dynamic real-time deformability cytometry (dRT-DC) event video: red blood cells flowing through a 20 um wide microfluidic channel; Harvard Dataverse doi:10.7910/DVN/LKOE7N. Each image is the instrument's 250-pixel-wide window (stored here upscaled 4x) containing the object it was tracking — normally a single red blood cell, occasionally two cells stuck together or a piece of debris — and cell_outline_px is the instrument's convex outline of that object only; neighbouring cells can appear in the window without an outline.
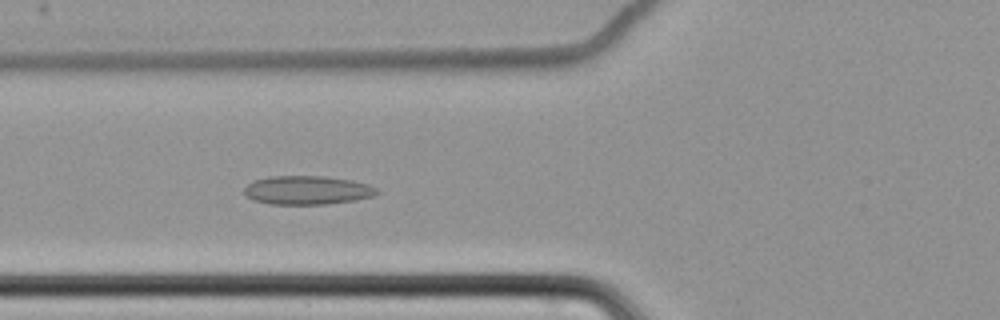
{"species": "common noctule bat (a hibernating species)", "species_latin": "Nyctalus noctula", "temperature_condition": "cold", "stored_images_in_passage": 65, "camera_frame_rate_fps": 3000, "um_per_image_px": 0.085, "animal": {"sex": "female", "body_mass_g": 22.7, "forearm_length_mm": 54.2}, "frame": {"image": 1, "passage_image": 28, "time_ms": 9.0, "image_size_px": [1000, 320], "cell_outline_px": [[380, 192], [372, 196], [356, 200], [328, 204], [268, 204], [252, 200], [244, 192], [244, 188], [252, 180], [268, 176], [324, 176], [352, 180], [368, 184], [380, 188]], "centroid_in_image_um": [26.13, 16.16], "position_along_channel_um": 99.7, "area_um2": 22.48}}
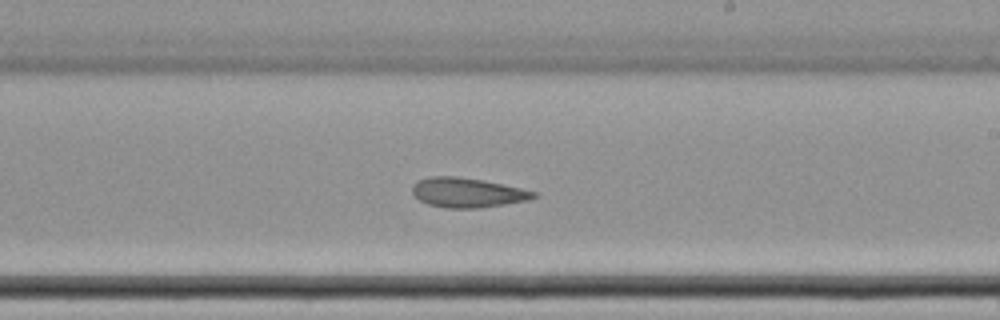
{"frame": {"image": 2, "passage_image": 41, "time_ms": 13.333, "image_size_px": [1000, 320], "cell_outline_px": [[540, 196], [528, 200], [480, 208], [448, 208], [428, 204], [420, 200], [412, 192], [412, 184], [416, 180], [428, 176], [456, 176], [480, 180], [520, 188], [536, 192]], "centroid_in_image_um": [39.7, 16.37], "position_along_channel_um": 249.3, "area_um2": 20.87}}
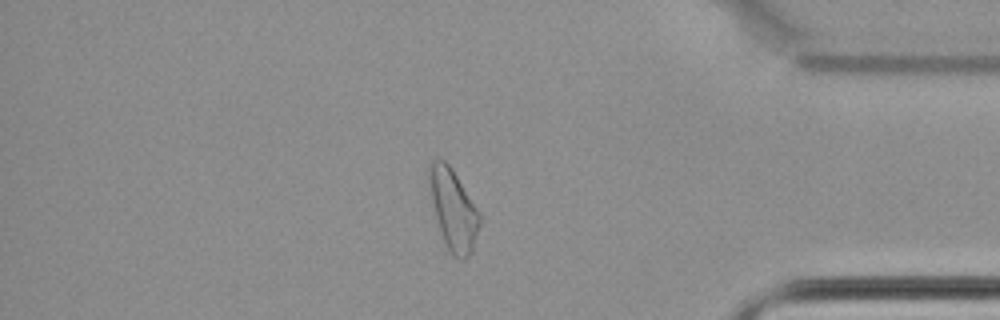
{"frame": {"image": 3, "passage_image": 56, "time_ms": 18.333, "image_size_px": [1000, 320], "cell_outline_px": [[480, 224], [472, 248], [468, 256], [464, 260], [460, 260], [452, 256], [444, 240], [436, 216], [432, 200], [428, 180], [428, 172], [432, 160], [444, 160], [452, 168], [480, 212]], "centroid_in_image_um": [38.54, 17.8], "position_along_channel_um": 396.7, "area_um2": 23.24}, "authors_computed_cell_mechanics": {"area_um2": 24.1604, "velocity_mm_per_s": 3.4565, "shape_relaxation_time_tau1_ms": null, "shape_relaxation_time_tau2_ms": 4.7826, "deformation_change_tau1": null, "deformation_change_tau2": 0.1155}}